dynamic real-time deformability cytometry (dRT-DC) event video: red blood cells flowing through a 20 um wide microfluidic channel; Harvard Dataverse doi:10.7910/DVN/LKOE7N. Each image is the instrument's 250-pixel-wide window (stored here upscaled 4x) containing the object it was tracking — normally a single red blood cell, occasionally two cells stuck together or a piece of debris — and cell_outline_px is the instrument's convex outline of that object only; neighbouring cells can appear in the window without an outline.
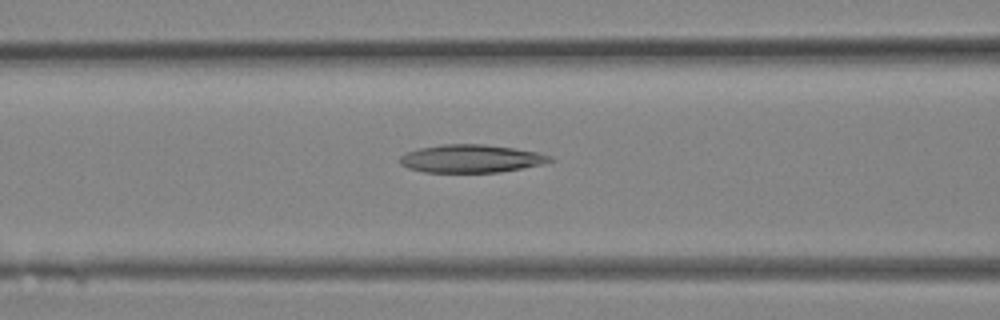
{"species": "Egyptian fruit bat (a non-hibernating species)", "species_latin": "Rousettus aegyptiacus", "temperature_condition": "room temperature", "stored_images_in_passage": 16, "camera_frame_rate_fps": 3000, "um_per_image_px": 0.085, "animal": {"sex": "female"}, "frame": {"image": 1, "passage_image": 12, "time_ms": 3.667, "image_size_px": [1000, 320], "cell_outline_px": [[556, 160], [540, 164], [500, 172], [424, 172], [408, 168], [400, 164], [400, 156], [408, 152], [420, 148], [444, 144], [484, 144], [512, 148], [536, 152], [552, 156]], "centroid_in_image_um": [40.03, 13.48], "position_along_channel_um": 126.6, "area_um2": 24.22}}
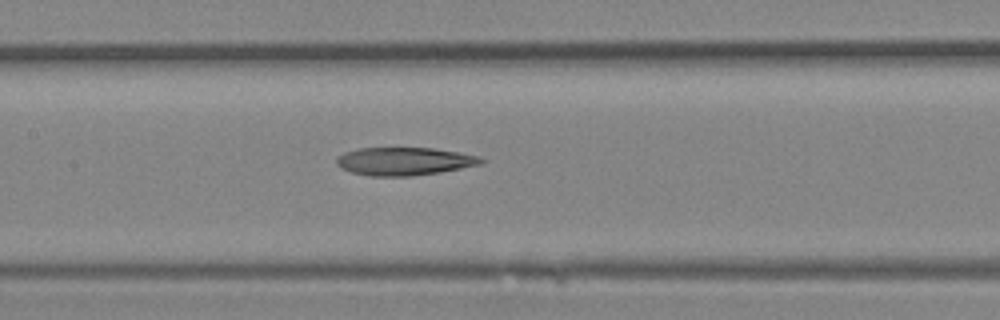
{"frame": {"image": 2, "passage_image": 14, "time_ms": 4.333, "image_size_px": [1000, 320], "cell_outline_px": [[484, 164], [440, 172], [412, 176], [368, 176], [352, 172], [340, 168], [336, 164], [336, 156], [344, 152], [360, 148], [432, 148], [460, 152], [480, 156], [484, 160]], "centroid_in_image_um": [34.37, 13.71], "position_along_channel_um": 173.0, "area_um2": 23.81}}
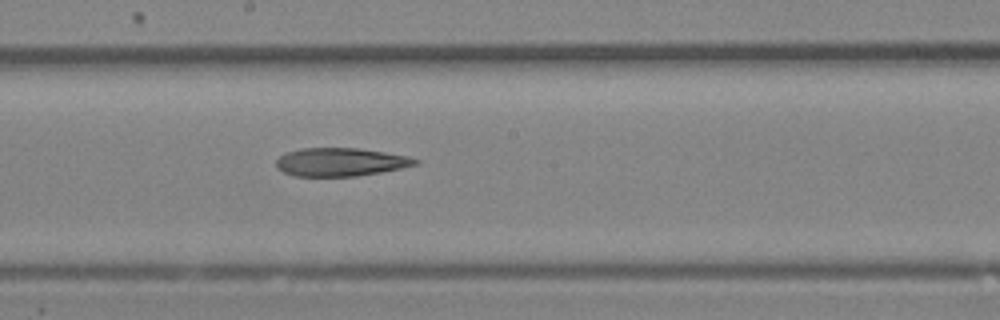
{"frame": {"image": 3, "passage_image": 16, "time_ms": 5.0, "image_size_px": [1000, 320], "cell_outline_px": [[420, 164], [380, 172], [356, 176], [296, 176], [284, 172], [276, 168], [276, 160], [284, 152], [300, 148], [356, 148], [384, 152], [408, 156], [420, 160]], "centroid_in_image_um": [28.93, 13.77], "position_along_channel_um": 219.3, "area_um2": 22.95}}